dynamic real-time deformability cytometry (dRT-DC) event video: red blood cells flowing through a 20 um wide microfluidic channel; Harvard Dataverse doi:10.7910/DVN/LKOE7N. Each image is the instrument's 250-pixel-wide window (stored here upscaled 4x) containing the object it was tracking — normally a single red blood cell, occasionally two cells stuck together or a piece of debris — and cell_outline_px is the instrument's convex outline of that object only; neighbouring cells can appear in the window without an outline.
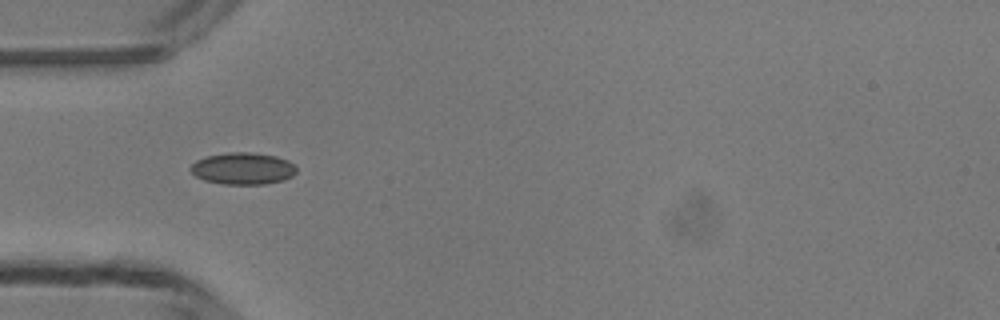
{"species": "common noctule bat (a hibernating species)", "species_latin": "Nyctalus noctula", "temperature_condition": "room temperature", "stored_images_in_passage": 35, "camera_frame_rate_fps": 3000, "um_per_image_px": 0.085, "animal": {"sex": "male", "body_mass_g": 13.3}, "frame": {"image": 1, "passage_image": 1, "time_ms": 0.0, "image_size_px": [1000, 320], "cell_outline_px": [[296, 172], [292, 176], [284, 180], [264, 184], [224, 184], [204, 180], [196, 176], [188, 168], [196, 160], [208, 156], [228, 152], [248, 152], [276, 156], [288, 160], [296, 164]], "centroid_in_image_um": [20.66, 14.32], "position_along_channel_um": 64.3, "area_um2": 19.71}}
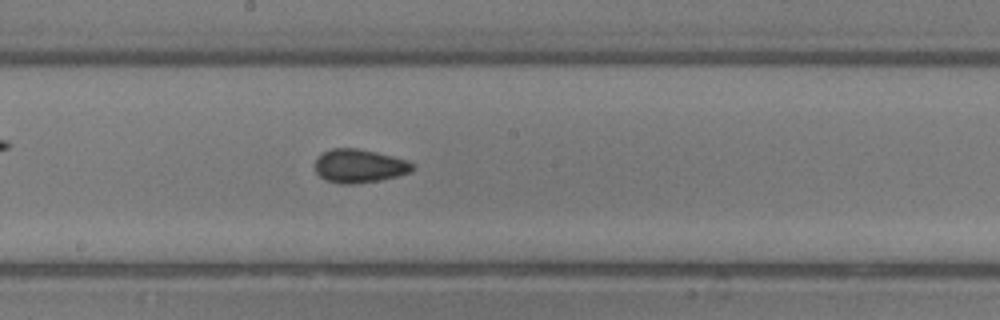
{"frame": {"image": 2, "passage_image": 12, "time_ms": 3.667, "image_size_px": [1000, 320], "cell_outline_px": [[416, 164], [412, 172], [380, 180], [352, 184], [340, 184], [324, 180], [316, 172], [316, 156], [332, 148], [356, 148], [376, 152], [408, 160]], "centroid_in_image_um": [30.56, 14.11], "position_along_channel_um": 217.6, "area_um2": 19.19}}
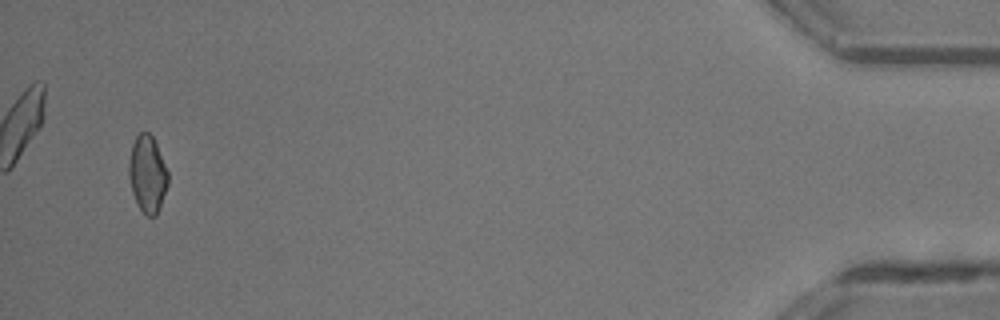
{"frame": {"image": 3, "passage_image": 33, "time_ms": 10.667, "image_size_px": [1000, 320], "cell_outline_px": [[168, 184], [156, 216], [144, 216], [132, 192], [128, 176], [128, 164], [132, 144], [136, 136], [140, 132], [148, 132], [152, 136], [156, 144], [168, 172]], "centroid_in_image_um": [12.52, 14.8], "position_along_channel_um": 422.7, "area_um2": 17.46}, "authors_computed_cell_mechanics": {"area_um2": 18.0336, "velocity_mm_per_s": 4.1749, "shape_relaxation_time_tau1_ms": null, "shape_relaxation_time_tau2_ms": 2.2051, "deformation_change_tau1": null, "deformation_change_tau2": 0.0721}}